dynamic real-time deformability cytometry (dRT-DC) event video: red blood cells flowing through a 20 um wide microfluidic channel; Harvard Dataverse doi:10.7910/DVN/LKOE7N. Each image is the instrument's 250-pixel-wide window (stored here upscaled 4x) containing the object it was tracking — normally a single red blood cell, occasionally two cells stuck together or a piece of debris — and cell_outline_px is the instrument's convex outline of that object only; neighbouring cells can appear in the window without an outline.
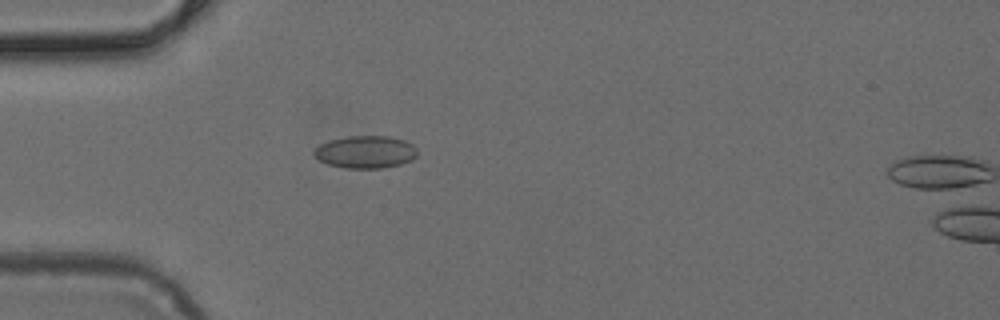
{"species": "common noctule bat (a hibernating species)", "species_latin": "Nyctalus noctula", "temperature_condition": "cold", "stored_images_in_passage": 2, "camera_frame_rate_fps": 3000, "um_per_image_px": 0.085, "animal": {"sex": "female", "body_mass_g": 24.6, "forearm_length_mm": 56.2}, "frame": {"image": 1, "passage_image": 1, "time_ms": 0.0, "image_size_px": [1000, 320], "cell_outline_px": [[416, 156], [412, 160], [400, 164], [380, 168], [344, 168], [328, 164], [320, 160], [312, 152], [320, 144], [332, 140], [348, 136], [388, 136], [404, 140], [412, 144], [416, 148]], "centroid_in_image_um": [31.08, 12.92], "position_along_channel_um": 53.9, "area_um2": 19.36}}